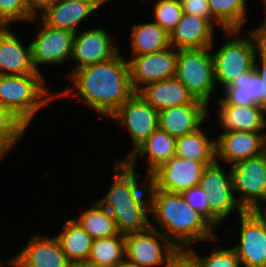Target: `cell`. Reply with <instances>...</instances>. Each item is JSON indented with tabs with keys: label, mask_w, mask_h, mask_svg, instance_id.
<instances>
[{
	"label": "cell",
	"mask_w": 266,
	"mask_h": 267,
	"mask_svg": "<svg viewBox=\"0 0 266 267\" xmlns=\"http://www.w3.org/2000/svg\"><path fill=\"white\" fill-rule=\"evenodd\" d=\"M230 169L238 203L245 211L255 210L266 197V151L239 161Z\"/></svg>",
	"instance_id": "obj_9"
},
{
	"label": "cell",
	"mask_w": 266,
	"mask_h": 267,
	"mask_svg": "<svg viewBox=\"0 0 266 267\" xmlns=\"http://www.w3.org/2000/svg\"><path fill=\"white\" fill-rule=\"evenodd\" d=\"M113 164L114 176L108 192L98 201L115 219L120 234L146 231L152 224L150 177L147 175L146 181H139L141 173L137 174L125 161H113Z\"/></svg>",
	"instance_id": "obj_2"
},
{
	"label": "cell",
	"mask_w": 266,
	"mask_h": 267,
	"mask_svg": "<svg viewBox=\"0 0 266 267\" xmlns=\"http://www.w3.org/2000/svg\"><path fill=\"white\" fill-rule=\"evenodd\" d=\"M202 128L204 129L201 126L194 132L176 139L175 156L203 163H214L216 161V137L214 136V139L209 138Z\"/></svg>",
	"instance_id": "obj_26"
},
{
	"label": "cell",
	"mask_w": 266,
	"mask_h": 267,
	"mask_svg": "<svg viewBox=\"0 0 266 267\" xmlns=\"http://www.w3.org/2000/svg\"><path fill=\"white\" fill-rule=\"evenodd\" d=\"M68 267H103L89 259L70 261Z\"/></svg>",
	"instance_id": "obj_43"
},
{
	"label": "cell",
	"mask_w": 266,
	"mask_h": 267,
	"mask_svg": "<svg viewBox=\"0 0 266 267\" xmlns=\"http://www.w3.org/2000/svg\"><path fill=\"white\" fill-rule=\"evenodd\" d=\"M176 139V137L169 135L166 131L157 128L154 133L125 160V162L133 169H136L137 160L143 157L148 165L145 174L146 176L150 175L161 164L175 156Z\"/></svg>",
	"instance_id": "obj_20"
},
{
	"label": "cell",
	"mask_w": 266,
	"mask_h": 267,
	"mask_svg": "<svg viewBox=\"0 0 266 267\" xmlns=\"http://www.w3.org/2000/svg\"><path fill=\"white\" fill-rule=\"evenodd\" d=\"M209 106L195 99L191 104L174 106L158 113L159 128L176 138L194 132L206 122Z\"/></svg>",
	"instance_id": "obj_17"
},
{
	"label": "cell",
	"mask_w": 266,
	"mask_h": 267,
	"mask_svg": "<svg viewBox=\"0 0 266 267\" xmlns=\"http://www.w3.org/2000/svg\"><path fill=\"white\" fill-rule=\"evenodd\" d=\"M28 43L23 45L19 36L8 27L0 30V75L40 74L33 66Z\"/></svg>",
	"instance_id": "obj_18"
},
{
	"label": "cell",
	"mask_w": 266,
	"mask_h": 267,
	"mask_svg": "<svg viewBox=\"0 0 266 267\" xmlns=\"http://www.w3.org/2000/svg\"><path fill=\"white\" fill-rule=\"evenodd\" d=\"M210 206V223L216 228L223 226L227 217L237 211L242 214L245 210L236 199L233 186L207 188Z\"/></svg>",
	"instance_id": "obj_30"
},
{
	"label": "cell",
	"mask_w": 266,
	"mask_h": 267,
	"mask_svg": "<svg viewBox=\"0 0 266 267\" xmlns=\"http://www.w3.org/2000/svg\"><path fill=\"white\" fill-rule=\"evenodd\" d=\"M55 1L56 0H26V3L30 12L37 17Z\"/></svg>",
	"instance_id": "obj_41"
},
{
	"label": "cell",
	"mask_w": 266,
	"mask_h": 267,
	"mask_svg": "<svg viewBox=\"0 0 266 267\" xmlns=\"http://www.w3.org/2000/svg\"><path fill=\"white\" fill-rule=\"evenodd\" d=\"M216 28L208 19L183 13L170 33V45L175 49L208 48L214 45Z\"/></svg>",
	"instance_id": "obj_19"
},
{
	"label": "cell",
	"mask_w": 266,
	"mask_h": 267,
	"mask_svg": "<svg viewBox=\"0 0 266 267\" xmlns=\"http://www.w3.org/2000/svg\"><path fill=\"white\" fill-rule=\"evenodd\" d=\"M266 197L265 199L260 203V205L254 210L259 216L266 218ZM265 207V208H264ZM264 208V209H262Z\"/></svg>",
	"instance_id": "obj_45"
},
{
	"label": "cell",
	"mask_w": 266,
	"mask_h": 267,
	"mask_svg": "<svg viewBox=\"0 0 266 267\" xmlns=\"http://www.w3.org/2000/svg\"><path fill=\"white\" fill-rule=\"evenodd\" d=\"M215 46L196 49H179L175 77L195 99L208 106L217 89L215 64L211 50ZM211 49V50H210ZM210 102V103H209Z\"/></svg>",
	"instance_id": "obj_6"
},
{
	"label": "cell",
	"mask_w": 266,
	"mask_h": 267,
	"mask_svg": "<svg viewBox=\"0 0 266 267\" xmlns=\"http://www.w3.org/2000/svg\"><path fill=\"white\" fill-rule=\"evenodd\" d=\"M114 41L109 32L102 27H91L81 30V33L76 32L71 55L75 66L65 77L68 78L76 70L115 57L120 52V47Z\"/></svg>",
	"instance_id": "obj_11"
},
{
	"label": "cell",
	"mask_w": 266,
	"mask_h": 267,
	"mask_svg": "<svg viewBox=\"0 0 266 267\" xmlns=\"http://www.w3.org/2000/svg\"><path fill=\"white\" fill-rule=\"evenodd\" d=\"M240 30L224 31V43L213 54L216 83L222 88L230 85L237 77L254 65V59L262 47L261 41L250 30L240 36Z\"/></svg>",
	"instance_id": "obj_5"
},
{
	"label": "cell",
	"mask_w": 266,
	"mask_h": 267,
	"mask_svg": "<svg viewBox=\"0 0 266 267\" xmlns=\"http://www.w3.org/2000/svg\"><path fill=\"white\" fill-rule=\"evenodd\" d=\"M177 249L160 231L152 227L125 235L126 261L140 267L163 266Z\"/></svg>",
	"instance_id": "obj_10"
},
{
	"label": "cell",
	"mask_w": 266,
	"mask_h": 267,
	"mask_svg": "<svg viewBox=\"0 0 266 267\" xmlns=\"http://www.w3.org/2000/svg\"><path fill=\"white\" fill-rule=\"evenodd\" d=\"M218 122L222 131L262 132L266 129V111L260 105H218Z\"/></svg>",
	"instance_id": "obj_21"
},
{
	"label": "cell",
	"mask_w": 266,
	"mask_h": 267,
	"mask_svg": "<svg viewBox=\"0 0 266 267\" xmlns=\"http://www.w3.org/2000/svg\"><path fill=\"white\" fill-rule=\"evenodd\" d=\"M72 1H79L88 4L91 6L95 11H97L99 8L102 7V5H105L106 2H110L111 0H72Z\"/></svg>",
	"instance_id": "obj_44"
},
{
	"label": "cell",
	"mask_w": 266,
	"mask_h": 267,
	"mask_svg": "<svg viewBox=\"0 0 266 267\" xmlns=\"http://www.w3.org/2000/svg\"><path fill=\"white\" fill-rule=\"evenodd\" d=\"M81 212L74 219L93 240L120 234L115 219L98 200Z\"/></svg>",
	"instance_id": "obj_27"
},
{
	"label": "cell",
	"mask_w": 266,
	"mask_h": 267,
	"mask_svg": "<svg viewBox=\"0 0 266 267\" xmlns=\"http://www.w3.org/2000/svg\"><path fill=\"white\" fill-rule=\"evenodd\" d=\"M254 66L256 68L257 74L260 76V79L262 81V108L266 111V47L262 46L256 54L254 59Z\"/></svg>",
	"instance_id": "obj_39"
},
{
	"label": "cell",
	"mask_w": 266,
	"mask_h": 267,
	"mask_svg": "<svg viewBox=\"0 0 266 267\" xmlns=\"http://www.w3.org/2000/svg\"><path fill=\"white\" fill-rule=\"evenodd\" d=\"M118 267H140L134 264H131L129 262H127L126 260L124 262H122Z\"/></svg>",
	"instance_id": "obj_46"
},
{
	"label": "cell",
	"mask_w": 266,
	"mask_h": 267,
	"mask_svg": "<svg viewBox=\"0 0 266 267\" xmlns=\"http://www.w3.org/2000/svg\"><path fill=\"white\" fill-rule=\"evenodd\" d=\"M13 257L11 267H68L69 260L56 236L33 235Z\"/></svg>",
	"instance_id": "obj_16"
},
{
	"label": "cell",
	"mask_w": 266,
	"mask_h": 267,
	"mask_svg": "<svg viewBox=\"0 0 266 267\" xmlns=\"http://www.w3.org/2000/svg\"><path fill=\"white\" fill-rule=\"evenodd\" d=\"M35 16L30 12L26 0H0V19L11 29L10 23L31 22Z\"/></svg>",
	"instance_id": "obj_35"
},
{
	"label": "cell",
	"mask_w": 266,
	"mask_h": 267,
	"mask_svg": "<svg viewBox=\"0 0 266 267\" xmlns=\"http://www.w3.org/2000/svg\"><path fill=\"white\" fill-rule=\"evenodd\" d=\"M213 163H203L177 156L161 164L150 175V182L160 190L183 193L200 185L206 167Z\"/></svg>",
	"instance_id": "obj_14"
},
{
	"label": "cell",
	"mask_w": 266,
	"mask_h": 267,
	"mask_svg": "<svg viewBox=\"0 0 266 267\" xmlns=\"http://www.w3.org/2000/svg\"><path fill=\"white\" fill-rule=\"evenodd\" d=\"M138 94L156 110L191 104L195 98L176 78H170L144 86Z\"/></svg>",
	"instance_id": "obj_23"
},
{
	"label": "cell",
	"mask_w": 266,
	"mask_h": 267,
	"mask_svg": "<svg viewBox=\"0 0 266 267\" xmlns=\"http://www.w3.org/2000/svg\"><path fill=\"white\" fill-rule=\"evenodd\" d=\"M67 81L72 87L58 91L57 98H77L107 119L135 93L128 61L121 52L108 61L74 71Z\"/></svg>",
	"instance_id": "obj_1"
},
{
	"label": "cell",
	"mask_w": 266,
	"mask_h": 267,
	"mask_svg": "<svg viewBox=\"0 0 266 267\" xmlns=\"http://www.w3.org/2000/svg\"><path fill=\"white\" fill-rule=\"evenodd\" d=\"M164 267H197L193 254L188 249H177Z\"/></svg>",
	"instance_id": "obj_40"
},
{
	"label": "cell",
	"mask_w": 266,
	"mask_h": 267,
	"mask_svg": "<svg viewBox=\"0 0 266 267\" xmlns=\"http://www.w3.org/2000/svg\"><path fill=\"white\" fill-rule=\"evenodd\" d=\"M239 240L232 248L242 267H266V218L254 210L239 214Z\"/></svg>",
	"instance_id": "obj_12"
},
{
	"label": "cell",
	"mask_w": 266,
	"mask_h": 267,
	"mask_svg": "<svg viewBox=\"0 0 266 267\" xmlns=\"http://www.w3.org/2000/svg\"><path fill=\"white\" fill-rule=\"evenodd\" d=\"M189 248L187 249L193 254L197 267H242L241 262L232 247L223 249L221 246L222 249L219 248L218 250L216 248L211 251L210 254L201 257L197 254L198 252L195 251L194 248Z\"/></svg>",
	"instance_id": "obj_34"
},
{
	"label": "cell",
	"mask_w": 266,
	"mask_h": 267,
	"mask_svg": "<svg viewBox=\"0 0 266 267\" xmlns=\"http://www.w3.org/2000/svg\"><path fill=\"white\" fill-rule=\"evenodd\" d=\"M96 11L86 3L72 0H56L37 16L45 25L73 33L78 32L79 23Z\"/></svg>",
	"instance_id": "obj_22"
},
{
	"label": "cell",
	"mask_w": 266,
	"mask_h": 267,
	"mask_svg": "<svg viewBox=\"0 0 266 267\" xmlns=\"http://www.w3.org/2000/svg\"><path fill=\"white\" fill-rule=\"evenodd\" d=\"M200 186L205 191L207 188L233 186L231 169L229 168L228 171L224 170L221 163L215 161L204 170L200 179Z\"/></svg>",
	"instance_id": "obj_36"
},
{
	"label": "cell",
	"mask_w": 266,
	"mask_h": 267,
	"mask_svg": "<svg viewBox=\"0 0 266 267\" xmlns=\"http://www.w3.org/2000/svg\"><path fill=\"white\" fill-rule=\"evenodd\" d=\"M266 151V133L222 131L216 137V161L230 166Z\"/></svg>",
	"instance_id": "obj_15"
},
{
	"label": "cell",
	"mask_w": 266,
	"mask_h": 267,
	"mask_svg": "<svg viewBox=\"0 0 266 267\" xmlns=\"http://www.w3.org/2000/svg\"><path fill=\"white\" fill-rule=\"evenodd\" d=\"M45 80L44 74L0 75V103L27 128L41 108L57 99Z\"/></svg>",
	"instance_id": "obj_4"
},
{
	"label": "cell",
	"mask_w": 266,
	"mask_h": 267,
	"mask_svg": "<svg viewBox=\"0 0 266 267\" xmlns=\"http://www.w3.org/2000/svg\"><path fill=\"white\" fill-rule=\"evenodd\" d=\"M27 127L0 103V161L17 146Z\"/></svg>",
	"instance_id": "obj_32"
},
{
	"label": "cell",
	"mask_w": 266,
	"mask_h": 267,
	"mask_svg": "<svg viewBox=\"0 0 266 267\" xmlns=\"http://www.w3.org/2000/svg\"><path fill=\"white\" fill-rule=\"evenodd\" d=\"M88 259L103 267H118L126 260L125 235L93 240Z\"/></svg>",
	"instance_id": "obj_31"
},
{
	"label": "cell",
	"mask_w": 266,
	"mask_h": 267,
	"mask_svg": "<svg viewBox=\"0 0 266 267\" xmlns=\"http://www.w3.org/2000/svg\"><path fill=\"white\" fill-rule=\"evenodd\" d=\"M261 79L253 65L230 85L223 88V95L217 100L219 105H260L262 107Z\"/></svg>",
	"instance_id": "obj_24"
},
{
	"label": "cell",
	"mask_w": 266,
	"mask_h": 267,
	"mask_svg": "<svg viewBox=\"0 0 266 267\" xmlns=\"http://www.w3.org/2000/svg\"><path fill=\"white\" fill-rule=\"evenodd\" d=\"M261 1H263L262 4H264V11H265V15H266V0H261ZM251 31L261 41L262 46L266 47V17L265 16H264L262 23H260V25L258 27L253 28Z\"/></svg>",
	"instance_id": "obj_42"
},
{
	"label": "cell",
	"mask_w": 266,
	"mask_h": 267,
	"mask_svg": "<svg viewBox=\"0 0 266 267\" xmlns=\"http://www.w3.org/2000/svg\"><path fill=\"white\" fill-rule=\"evenodd\" d=\"M13 262V257L12 258H10L9 260H5V261H3V262H1V258H0V267H3L4 266V264L6 265H8V266H10L11 265V263Z\"/></svg>",
	"instance_id": "obj_47"
},
{
	"label": "cell",
	"mask_w": 266,
	"mask_h": 267,
	"mask_svg": "<svg viewBox=\"0 0 266 267\" xmlns=\"http://www.w3.org/2000/svg\"><path fill=\"white\" fill-rule=\"evenodd\" d=\"M8 26L0 19V30L7 28Z\"/></svg>",
	"instance_id": "obj_48"
},
{
	"label": "cell",
	"mask_w": 266,
	"mask_h": 267,
	"mask_svg": "<svg viewBox=\"0 0 266 267\" xmlns=\"http://www.w3.org/2000/svg\"><path fill=\"white\" fill-rule=\"evenodd\" d=\"M213 16V25L219 29L240 30L246 23L248 8L246 0H208Z\"/></svg>",
	"instance_id": "obj_29"
},
{
	"label": "cell",
	"mask_w": 266,
	"mask_h": 267,
	"mask_svg": "<svg viewBox=\"0 0 266 267\" xmlns=\"http://www.w3.org/2000/svg\"><path fill=\"white\" fill-rule=\"evenodd\" d=\"M177 54L178 50L170 46L158 52L127 59L130 82L135 93L150 83L174 78Z\"/></svg>",
	"instance_id": "obj_13"
},
{
	"label": "cell",
	"mask_w": 266,
	"mask_h": 267,
	"mask_svg": "<svg viewBox=\"0 0 266 267\" xmlns=\"http://www.w3.org/2000/svg\"><path fill=\"white\" fill-rule=\"evenodd\" d=\"M154 22L169 35L181 20L183 10L179 0H155L153 5Z\"/></svg>",
	"instance_id": "obj_33"
},
{
	"label": "cell",
	"mask_w": 266,
	"mask_h": 267,
	"mask_svg": "<svg viewBox=\"0 0 266 267\" xmlns=\"http://www.w3.org/2000/svg\"><path fill=\"white\" fill-rule=\"evenodd\" d=\"M183 13L194 14L208 19L213 24V16L208 0H179Z\"/></svg>",
	"instance_id": "obj_38"
},
{
	"label": "cell",
	"mask_w": 266,
	"mask_h": 267,
	"mask_svg": "<svg viewBox=\"0 0 266 267\" xmlns=\"http://www.w3.org/2000/svg\"><path fill=\"white\" fill-rule=\"evenodd\" d=\"M130 32L132 56L151 54L171 46L170 35L154 21L137 23Z\"/></svg>",
	"instance_id": "obj_25"
},
{
	"label": "cell",
	"mask_w": 266,
	"mask_h": 267,
	"mask_svg": "<svg viewBox=\"0 0 266 267\" xmlns=\"http://www.w3.org/2000/svg\"><path fill=\"white\" fill-rule=\"evenodd\" d=\"M159 111L153 108L138 93H134L109 119L129 132L133 146L125 158L113 161H125L159 128Z\"/></svg>",
	"instance_id": "obj_7"
},
{
	"label": "cell",
	"mask_w": 266,
	"mask_h": 267,
	"mask_svg": "<svg viewBox=\"0 0 266 267\" xmlns=\"http://www.w3.org/2000/svg\"><path fill=\"white\" fill-rule=\"evenodd\" d=\"M185 200L195 211H198L210 222V206L207 192L199 185L182 193Z\"/></svg>",
	"instance_id": "obj_37"
},
{
	"label": "cell",
	"mask_w": 266,
	"mask_h": 267,
	"mask_svg": "<svg viewBox=\"0 0 266 267\" xmlns=\"http://www.w3.org/2000/svg\"><path fill=\"white\" fill-rule=\"evenodd\" d=\"M152 228L160 231L178 249L192 247L193 243L216 241L215 227L195 211L181 193L157 189L150 182Z\"/></svg>",
	"instance_id": "obj_3"
},
{
	"label": "cell",
	"mask_w": 266,
	"mask_h": 267,
	"mask_svg": "<svg viewBox=\"0 0 266 267\" xmlns=\"http://www.w3.org/2000/svg\"><path fill=\"white\" fill-rule=\"evenodd\" d=\"M58 235H55L61 243L63 252L69 261L88 259L93 239L78 222L72 218L63 225Z\"/></svg>",
	"instance_id": "obj_28"
},
{
	"label": "cell",
	"mask_w": 266,
	"mask_h": 267,
	"mask_svg": "<svg viewBox=\"0 0 266 267\" xmlns=\"http://www.w3.org/2000/svg\"><path fill=\"white\" fill-rule=\"evenodd\" d=\"M31 22H37L35 38L30 42L32 63L36 72L43 74L39 68L41 65L61 66L71 60L75 33L47 26L38 17Z\"/></svg>",
	"instance_id": "obj_8"
}]
</instances>
